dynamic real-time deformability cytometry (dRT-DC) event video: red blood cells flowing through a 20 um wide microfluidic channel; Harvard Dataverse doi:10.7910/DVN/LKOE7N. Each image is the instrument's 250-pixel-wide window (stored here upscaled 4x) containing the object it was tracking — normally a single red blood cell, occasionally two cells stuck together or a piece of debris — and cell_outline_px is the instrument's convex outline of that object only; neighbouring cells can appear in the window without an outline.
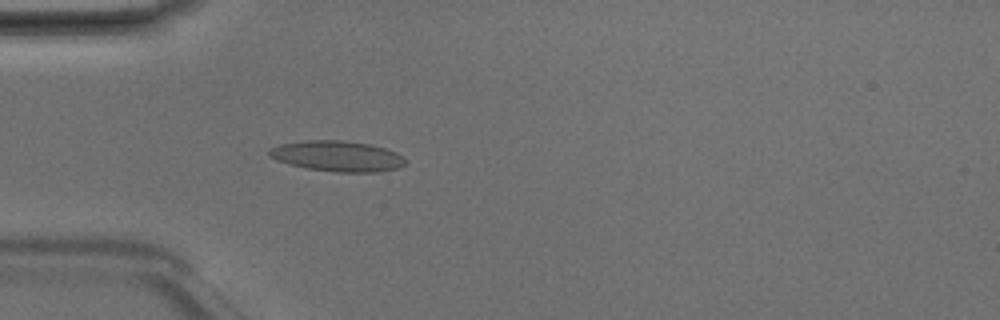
{"species": "Egyptian fruit bat (a non-hibernating species)", "species_latin": "Rousettus aegyptiacus", "temperature_condition": "room temperature", "stored_images_in_passage": 4, "camera_frame_rate_fps": 3000, "um_per_image_px": 0.085, "animal": {"sex": "male"}, "frame": {"image": 1, "passage_image": 4, "time_ms": 1.0, "image_size_px": [1000, 320], "cell_outline_px": [[404, 164], [396, 168], [376, 172], [336, 172], [308, 168], [288, 164], [276, 160], [268, 156], [268, 148], [280, 144], [308, 140], [340, 140], [368, 144], [384, 148], [396, 152], [404, 156]], "centroid_in_image_um": [28.62, 13.27], "position_along_channel_um": 56.4, "area_um2": 24.16}}